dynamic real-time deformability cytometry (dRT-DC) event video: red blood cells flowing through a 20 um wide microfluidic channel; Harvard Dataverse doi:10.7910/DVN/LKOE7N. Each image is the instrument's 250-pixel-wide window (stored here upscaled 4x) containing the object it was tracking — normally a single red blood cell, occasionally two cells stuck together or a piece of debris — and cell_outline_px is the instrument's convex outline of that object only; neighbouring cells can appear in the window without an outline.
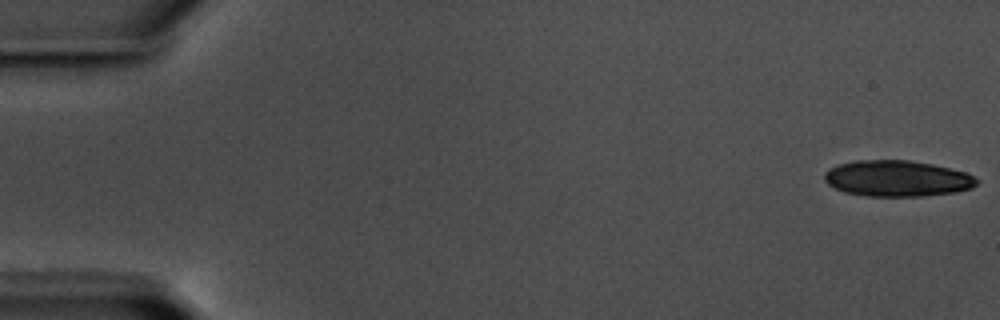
{"species": "common noctule bat (a hibernating species)", "species_latin": "Nyctalus noctula", "temperature_condition": "warm", "stored_images_in_passage": 21, "camera_frame_rate_fps": 3000, "um_per_image_px": 0.085, "animal": {"sex": "male", "body_mass_g": 17.5, "forearm_length_mm": 52.3}, "frame": {"image": 1, "passage_image": 1, "time_ms": 0.0, "image_size_px": [1000, 320], "cell_outline_px": [[980, 180], [972, 188], [956, 192], [924, 196], [868, 196], [844, 192], [828, 184], [824, 180], [824, 172], [828, 168], [836, 164], [856, 160], [908, 160], [932, 164], [964, 172]], "centroid_in_image_um": [76.22, 15.17], "position_along_channel_um": 8.8, "area_um2": 32.08}}
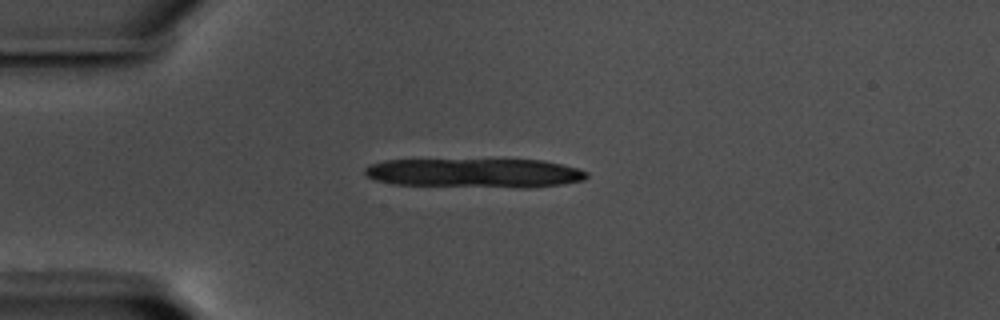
{"frame": {"image": 2, "passage_image": 15, "time_ms": 4.667, "image_size_px": [1000, 320], "cell_outline_px": [[588, 176], [584, 180], [560, 184], [392, 184], [376, 180], [368, 176], [364, 172], [364, 168], [372, 164], [384, 160], [544, 160], [576, 168], [588, 172]], "centroid_in_image_um": [40.26, 14.64], "position_along_channel_um": 44.7, "area_um2": 35.14}}